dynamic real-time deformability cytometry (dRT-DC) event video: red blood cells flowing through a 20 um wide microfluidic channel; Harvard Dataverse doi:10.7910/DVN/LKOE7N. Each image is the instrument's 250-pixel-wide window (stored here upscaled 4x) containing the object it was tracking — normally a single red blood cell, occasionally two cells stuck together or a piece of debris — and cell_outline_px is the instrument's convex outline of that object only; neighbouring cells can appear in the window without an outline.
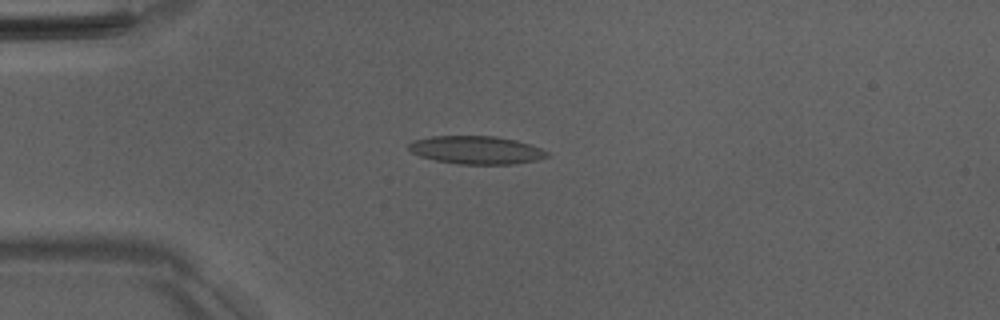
{"species": "Egyptian fruit bat (a non-hibernating species)", "species_latin": "Rousettus aegyptiacus", "temperature_condition": "room temperature", "stored_images_in_passage": 20, "camera_frame_rate_fps": 3000, "um_per_image_px": 0.085, "animal": {"sex": "male"}, "frame": {"image": 1, "passage_image": 14, "time_ms": 4.333, "image_size_px": [1000, 320], "cell_outline_px": [[548, 156], [536, 160], [516, 164], [456, 164], [436, 160], [420, 156], [412, 152], [408, 148], [408, 144], [412, 140], [432, 136], [496, 136], [516, 140], [540, 148], [548, 152]], "centroid_in_image_um": [40.46, 12.75], "position_along_channel_um": 44.5, "area_um2": 22.6}}